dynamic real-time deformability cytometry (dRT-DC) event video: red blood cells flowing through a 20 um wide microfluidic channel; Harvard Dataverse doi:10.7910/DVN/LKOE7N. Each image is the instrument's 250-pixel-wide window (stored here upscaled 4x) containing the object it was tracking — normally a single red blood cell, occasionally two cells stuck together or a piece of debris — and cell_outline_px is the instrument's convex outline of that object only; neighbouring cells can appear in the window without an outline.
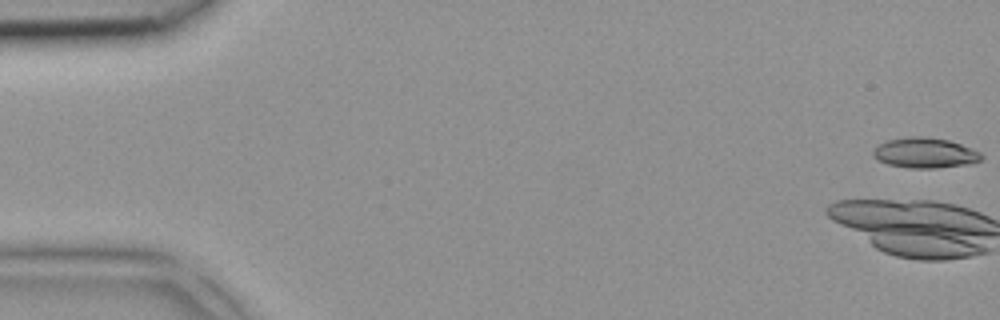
{"species": "common noctule bat (a hibernating species)", "species_latin": "Nyctalus noctula", "temperature_condition": "room temperature", "stored_images_in_passage": 4, "camera_frame_rate_fps": 3000, "um_per_image_px": 0.085, "animal": {"sex": "female", "body_mass_g": 18.4}, "frame": {"image": 1, "passage_image": 1, "time_ms": 0.0, "image_size_px": [1000, 320], "cell_outline_px": [[984, 156], [980, 160], [972, 164], [936, 168], [908, 168], [888, 164], [876, 160], [872, 156], [872, 152], [876, 144], [888, 140], [908, 136], [920, 136], [948, 140], [972, 148], [980, 152]], "centroid_in_image_um": [78.59, 13.0], "position_along_channel_um": 6.4, "area_um2": 19.36}}